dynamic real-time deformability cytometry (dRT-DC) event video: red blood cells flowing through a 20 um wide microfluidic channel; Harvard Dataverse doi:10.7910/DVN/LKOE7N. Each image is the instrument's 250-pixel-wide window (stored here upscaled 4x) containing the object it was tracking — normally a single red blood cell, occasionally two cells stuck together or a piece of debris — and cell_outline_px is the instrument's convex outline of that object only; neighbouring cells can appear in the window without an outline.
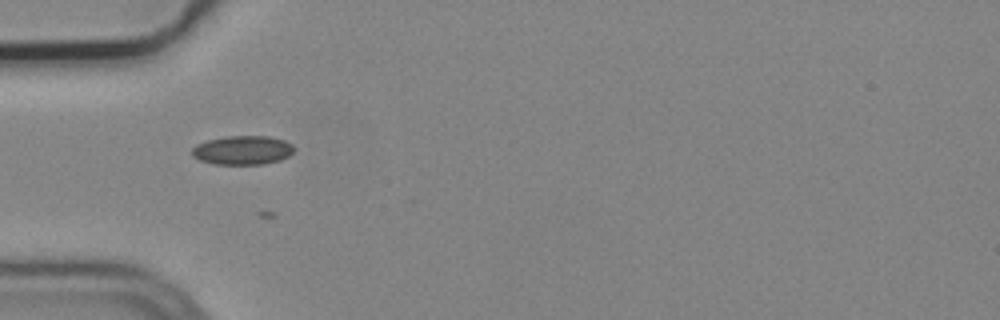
{"species": "common noctule bat (a hibernating species)", "species_latin": "Nyctalus noctula", "temperature_condition": "cold", "stored_images_in_passage": 2, "camera_frame_rate_fps": 3000, "um_per_image_px": 0.085, "animal": {"sex": "male", "body_mass_g": 19.2, "forearm_length_mm": 51.8}, "frame": {"image": 1, "passage_image": 1, "time_ms": 0.0, "image_size_px": [1000, 320], "cell_outline_px": [[296, 148], [288, 156], [280, 160], [264, 164], [212, 164], [200, 160], [192, 156], [192, 148], [196, 144], [208, 140], [224, 136], [268, 136], [284, 140], [292, 144]], "centroid_in_image_um": [20.62, 12.76], "position_along_channel_um": 64.4, "area_um2": 17.34}}